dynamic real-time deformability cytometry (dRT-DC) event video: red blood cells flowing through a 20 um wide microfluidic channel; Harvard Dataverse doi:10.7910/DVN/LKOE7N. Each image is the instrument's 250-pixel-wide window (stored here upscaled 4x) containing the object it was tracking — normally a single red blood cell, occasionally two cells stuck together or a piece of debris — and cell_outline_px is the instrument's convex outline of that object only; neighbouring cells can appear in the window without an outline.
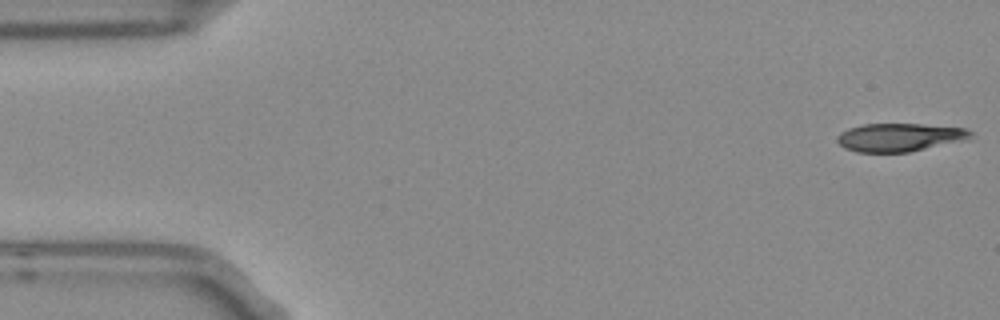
{"species": "Egyptian fruit bat (a non-hibernating species)", "species_latin": "Rousettus aegyptiacus", "temperature_condition": "room temperature", "stored_images_in_passage": 6, "camera_frame_rate_fps": 3000, "um_per_image_px": 0.085, "frame": {"image": 1, "passage_image": 1, "time_ms": 0.0, "image_size_px": [1000, 320], "cell_outline_px": [[972, 136], [960, 140], [908, 152], [856, 152], [844, 148], [836, 140], [836, 136], [840, 132], [848, 128], [864, 124], [924, 124], [968, 128], [972, 132]], "centroid_in_image_um": [76.39, 11.66], "position_along_channel_um": 8.6, "area_um2": 21.73}}
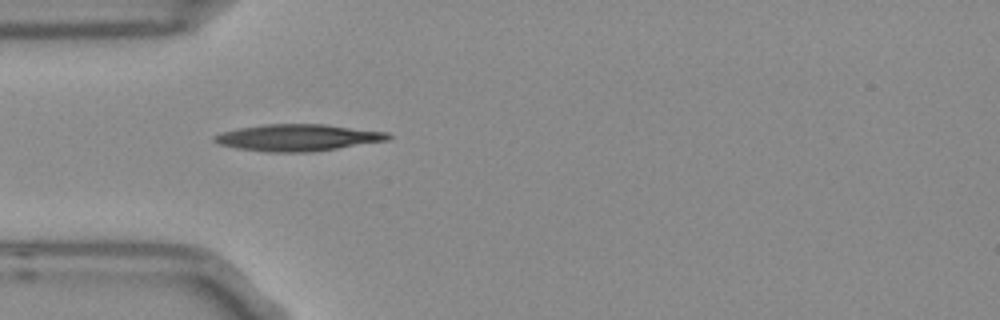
{"frame": {"image": 2, "passage_image": 5, "time_ms": 1.333, "image_size_px": [1000, 320], "cell_outline_px": [[392, 136], [388, 140], [312, 152], [268, 152], [236, 148], [220, 144], [212, 140], [212, 136], [220, 132], [240, 128], [264, 124], [324, 124], [388, 132]], "centroid_in_image_um": [25.29, 11.69], "position_along_channel_um": 59.7, "area_um2": 27.05}}
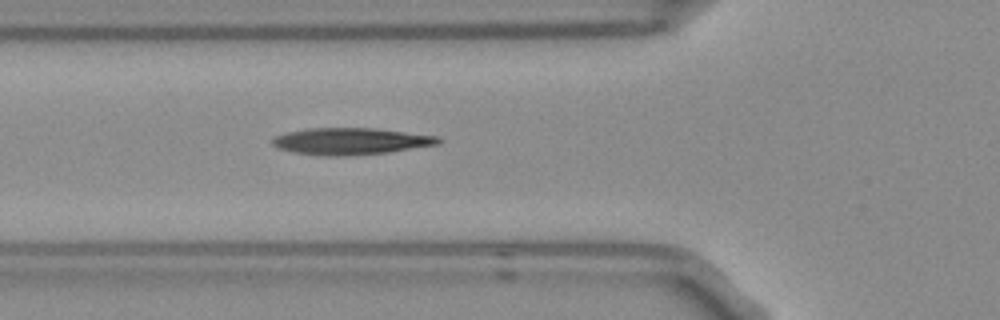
{"frame": {"image": 3, "passage_image": 6, "time_ms": 1.667, "image_size_px": [1000, 320], "cell_outline_px": [[444, 140], [440, 144], [388, 152], [352, 156], [328, 156], [296, 152], [280, 148], [272, 144], [272, 140], [276, 136], [288, 132], [308, 128], [376, 128], [440, 136]], "centroid_in_image_um": [29.91, 12.0], "position_along_channel_um": 95.9, "area_um2": 25.89}}